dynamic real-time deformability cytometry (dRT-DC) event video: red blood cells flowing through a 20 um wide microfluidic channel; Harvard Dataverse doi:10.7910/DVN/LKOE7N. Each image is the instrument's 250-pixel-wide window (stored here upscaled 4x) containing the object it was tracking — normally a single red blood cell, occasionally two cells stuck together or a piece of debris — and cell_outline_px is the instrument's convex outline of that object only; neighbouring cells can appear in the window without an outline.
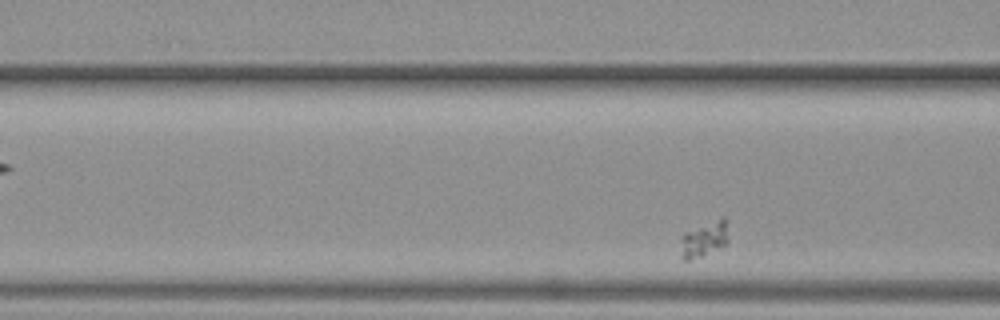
{"species": "common noctule bat (a hibernating species)", "species_latin": "Nyctalus noctula", "temperature_condition": "warm", "stored_images_in_passage": 6, "segment_of_instrument_passage": [2, 2], "camera_frame_rate_fps": 3000, "um_per_image_px": 0.085, "animal": {"sex": "female", "body_mass_g": 19.3, "forearm_length_mm": 54.1}, "frame": {"image": 1, "passage_image": 6, "time_ms": 6.0, "image_size_px": [1000, 320], "cell_outline_px": [[728, 244], [700, 256], [688, 260], [684, 260], [680, 256], [680, 236], [684, 232], [720, 216], [724, 216], [728, 240]], "centroid_in_image_um": [59.82, 20.3], "position_along_channel_um": 106.8, "area_um2": 10.06}}